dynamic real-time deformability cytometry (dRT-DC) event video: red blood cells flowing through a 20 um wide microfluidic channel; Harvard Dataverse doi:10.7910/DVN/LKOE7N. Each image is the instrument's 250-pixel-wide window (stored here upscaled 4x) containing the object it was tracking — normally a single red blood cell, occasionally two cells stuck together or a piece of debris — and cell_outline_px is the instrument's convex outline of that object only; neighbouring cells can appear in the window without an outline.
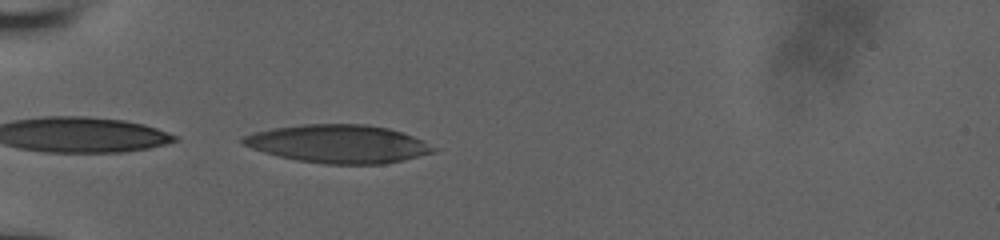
{"species": "human", "species_latin": "Homo sapiens", "temperature_condition": "room temperature", "stored_images_in_passage": 21, "camera_frame_rate_fps": 3000, "um_per_image_px": 0.085, "donor": {"sex": "male"}, "frame": {"image": 1, "passage_image": 1, "time_ms": 0.0, "image_size_px": [1000, 240], "cell_outline_px": [[436, 152], [384, 164], [328, 164], [296, 160], [264, 152], [252, 148], [244, 144], [240, 140], [240, 136], [272, 128], [300, 124], [368, 124], [388, 128], [412, 136], [436, 148]], "centroid_in_image_um": [28.74, 12.22], "position_along_channel_um": 56.3, "area_um2": 42.14}}
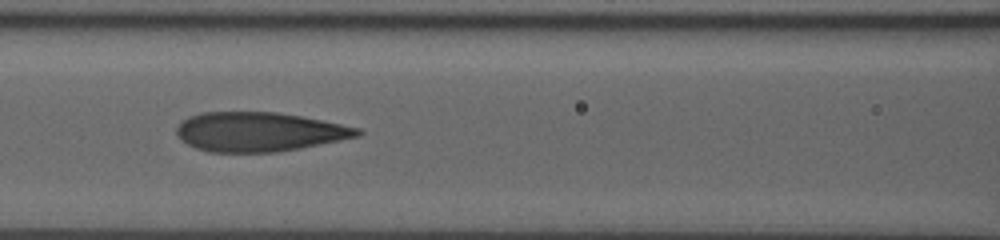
{"frame": {"image": 2, "passage_image": 9, "time_ms": 2.667, "image_size_px": [1000, 240], "cell_outline_px": [[364, 132], [360, 136], [300, 148], [276, 152], [208, 152], [196, 148], [180, 140], [176, 136], [176, 128], [188, 116], [200, 112], [276, 112], [300, 116], [360, 128]], "centroid_in_image_um": [21.99, 11.21], "position_along_channel_um": 144.6, "area_um2": 41.38}}
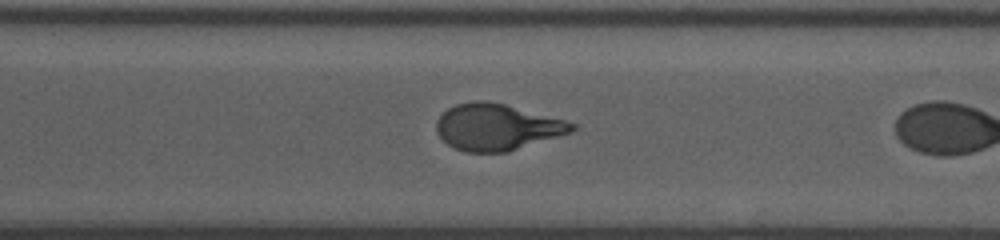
{"frame": {"image": 3, "passage_image": 20, "time_ms": 6.333, "image_size_px": [1000, 240], "cell_outline_px": [[576, 128], [572, 132], [508, 152], [464, 152], [452, 148], [436, 132], [436, 120], [448, 108], [456, 104], [472, 100], [484, 100], [504, 104], [564, 120], [576, 124]], "centroid_in_image_um": [42.21, 10.81], "position_along_channel_um": 328.4, "area_um2": 36.59}}